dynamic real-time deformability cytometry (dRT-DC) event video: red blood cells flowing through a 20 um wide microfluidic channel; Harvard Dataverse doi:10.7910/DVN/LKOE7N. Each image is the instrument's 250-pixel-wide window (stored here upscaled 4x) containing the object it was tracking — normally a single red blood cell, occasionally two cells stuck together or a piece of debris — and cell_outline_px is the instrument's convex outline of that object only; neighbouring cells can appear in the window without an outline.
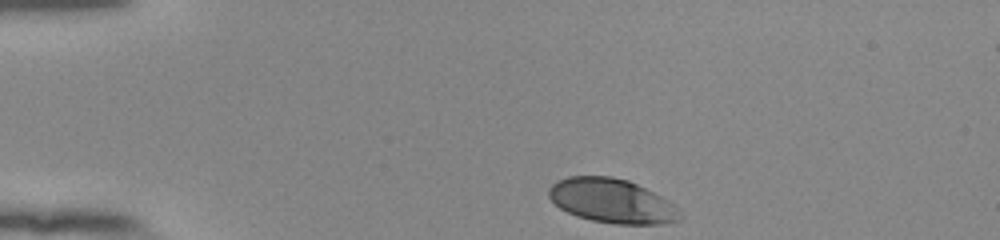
{"species": "human", "species_latin": "Homo sapiens", "temperature_condition": "room temperature", "stored_images_in_passage": 36, "camera_frame_rate_fps": 3000, "um_per_image_px": 0.085, "donor": {"sex": "female"}, "frame": {"image": 1, "passage_image": 1, "time_ms": 0.0, "image_size_px": [1000, 240], "cell_outline_px": [[684, 216], [680, 220], [660, 224], [616, 224], [592, 220], [576, 216], [560, 208], [548, 196], [548, 188], [552, 184], [568, 176], [612, 176], [628, 180], [668, 200]], "centroid_in_image_um": [52.0, 17.08], "position_along_channel_um": 33.0, "area_um2": 33.64}}
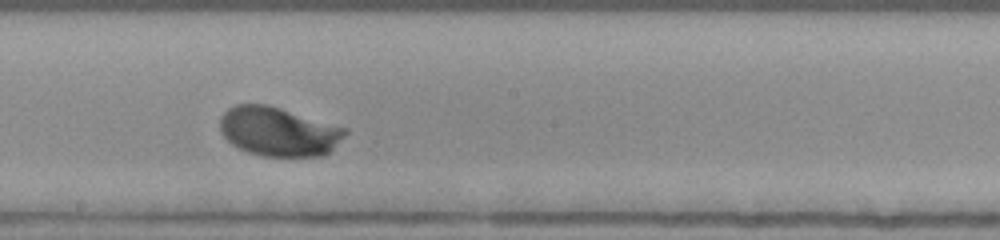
{"frame": {"image": 2, "passage_image": 21, "time_ms": 6.667, "image_size_px": [1000, 240], "cell_outline_px": [[348, 132], [324, 156], [260, 156], [248, 152], [232, 144], [220, 132], [220, 116], [228, 108], [236, 104], [268, 104], [348, 128]], "centroid_in_image_um": [23.66, 11.17], "position_along_channel_um": 224.5, "area_um2": 35.84}}
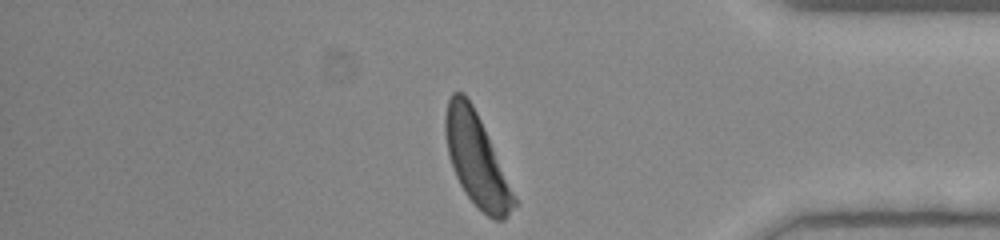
{"frame": {"image": 3, "passage_image": 36, "time_ms": 11.667, "image_size_px": [1000, 240], "cell_outline_px": [[516, 204], [504, 220], [496, 220], [488, 216], [464, 192], [456, 176], [448, 152], [444, 132], [444, 116], [448, 100], [452, 92], [464, 92], [472, 104], [484, 128], [516, 200]], "centroid_in_image_um": [40.45, 13.52], "position_along_channel_um": 394.7, "area_um2": 35.78}, "authors_computed_cell_mechanics": {"area_um2": 35.2869, "velocity_mm_per_s": 3.8204, "shape_relaxation_time_tau1_ms": 1.8295, "shape_relaxation_time_tau2_ms": null, "deformation_change_tau1": 0.1459, "deformation_change_tau2": null}}